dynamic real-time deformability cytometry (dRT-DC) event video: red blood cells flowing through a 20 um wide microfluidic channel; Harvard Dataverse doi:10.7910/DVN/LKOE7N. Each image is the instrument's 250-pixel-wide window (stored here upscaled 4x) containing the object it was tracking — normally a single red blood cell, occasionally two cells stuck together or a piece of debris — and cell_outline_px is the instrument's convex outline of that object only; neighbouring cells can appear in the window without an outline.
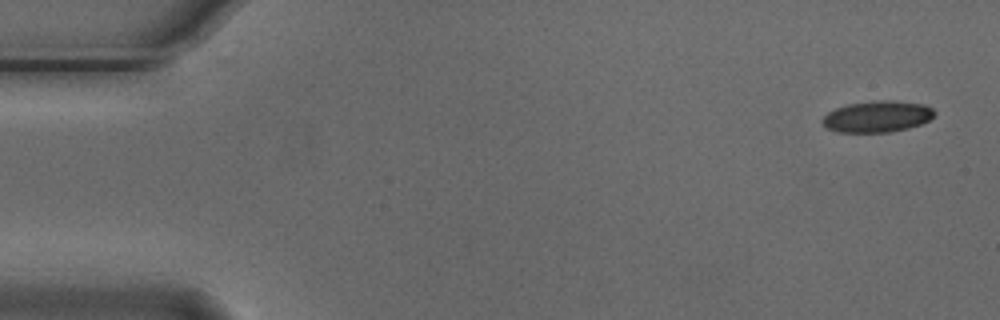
{"species": "Egyptian fruit bat (a non-hibernating species)", "species_latin": "Rousettus aegyptiacus", "temperature_condition": "cold", "stored_images_in_passage": 5, "camera_frame_rate_fps": 3000, "um_per_image_px": 0.085, "animal": {"sex": "male"}, "frame": {"image": 1, "passage_image": 1, "time_ms": 0.0, "image_size_px": [1000, 320], "cell_outline_px": [[936, 112], [928, 120], [920, 124], [908, 128], [888, 132], [836, 132], [828, 128], [820, 120], [828, 112], [836, 108], [848, 104], [880, 100], [888, 100], [924, 104], [932, 108]], "centroid_in_image_um": [74.55, 9.9], "position_along_channel_um": 10.4, "area_um2": 20.29}}
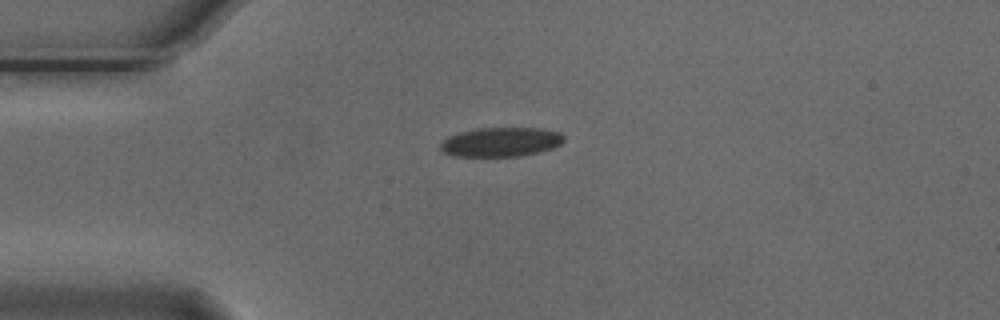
{"frame": {"image": 2, "passage_image": 4, "time_ms": 1.0, "image_size_px": [1000, 320], "cell_outline_px": [[564, 140], [560, 144], [552, 148], [520, 156], [456, 156], [444, 152], [440, 148], [440, 144], [448, 136], [460, 132], [476, 128], [544, 128], [560, 132], [564, 136]], "centroid_in_image_um": [42.59, 12.05], "position_along_channel_um": 42.4, "area_um2": 20.98}}